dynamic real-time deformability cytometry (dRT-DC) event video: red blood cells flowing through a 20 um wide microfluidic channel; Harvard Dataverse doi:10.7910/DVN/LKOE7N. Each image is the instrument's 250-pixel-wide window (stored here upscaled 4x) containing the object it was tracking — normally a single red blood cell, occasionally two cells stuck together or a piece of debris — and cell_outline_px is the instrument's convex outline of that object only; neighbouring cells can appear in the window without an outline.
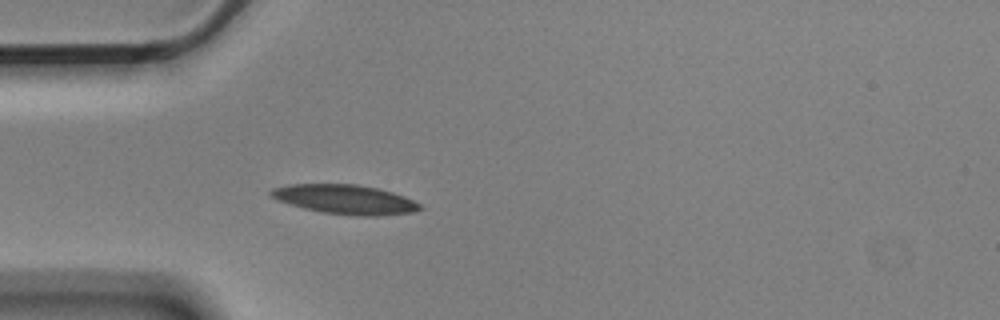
{"species": "Egyptian fruit bat (a non-hibernating species)", "species_latin": "Rousettus aegyptiacus", "temperature_condition": "cold", "stored_images_in_passage": 3, "camera_frame_rate_fps": 3000, "um_per_image_px": 0.085, "animal": {"sex": "male"}, "frame": {"image": 1, "passage_image": 3, "time_ms": 0.667, "image_size_px": [1000, 320], "cell_outline_px": [[424, 208], [412, 212], [384, 216], [356, 216], [320, 212], [304, 208], [276, 200], [268, 196], [268, 192], [272, 188], [288, 184], [356, 184], [376, 188], [392, 192], [404, 196], [420, 204]], "centroid_in_image_um": [29.3, 16.95], "position_along_channel_um": 55.7, "area_um2": 25.72}}